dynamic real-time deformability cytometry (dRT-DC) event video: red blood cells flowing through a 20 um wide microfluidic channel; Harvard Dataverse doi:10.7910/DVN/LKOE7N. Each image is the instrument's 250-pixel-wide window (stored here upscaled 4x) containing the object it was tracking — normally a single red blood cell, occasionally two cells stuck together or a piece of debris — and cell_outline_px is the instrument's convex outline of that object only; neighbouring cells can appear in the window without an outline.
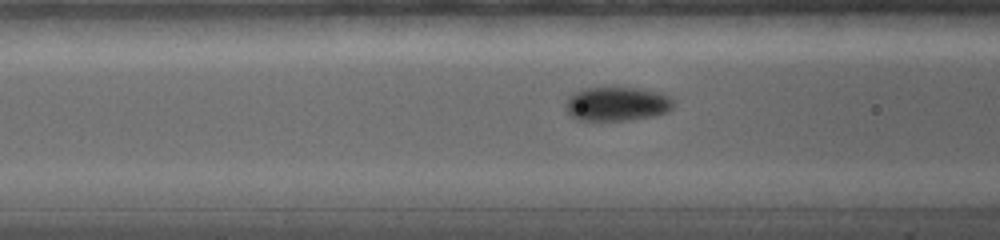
{"species": "common noctule bat (a hibernating species)", "species_latin": "Nyctalus noctula", "temperature_condition": "warm", "stored_images_in_passage": 41, "camera_frame_rate_fps": 5000, "um_per_image_px": 0.085, "animal": {"sex": "female", "body_mass_g": 19.0, "forearm_length_mm": 56.7}, "frame": {"image": 1, "passage_image": 12, "time_ms": 4.8, "image_size_px": [1000, 240], "cell_outline_px": [[672, 108], [668, 112], [652, 116], [628, 120], [576, 120], [568, 116], [564, 108], [564, 104], [568, 96], [572, 92], [580, 88], [604, 84], [608, 84], [644, 88], [660, 92], [672, 96]], "centroid_in_image_um": [52.36, 8.76], "position_along_channel_um": 114.2, "area_um2": 22.89}}
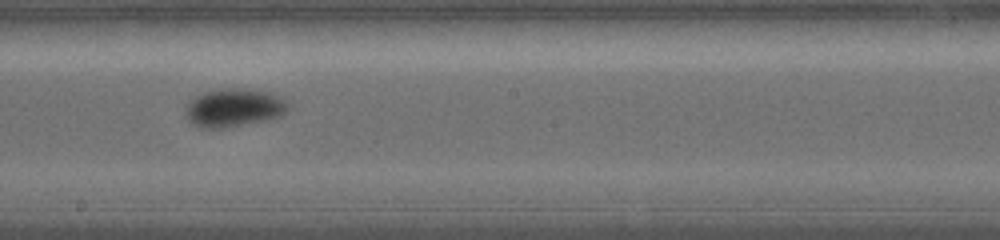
{"frame": {"image": 2, "passage_image": 19, "time_ms": 7.8, "image_size_px": [1000, 240], "cell_outline_px": [[288, 108], [280, 116], [268, 120], [224, 128], [200, 128], [192, 124], [184, 116], [188, 104], [196, 96], [204, 92], [220, 88], [232, 88], [272, 92], [284, 96], [288, 100]], "centroid_in_image_um": [19.91, 9.16], "position_along_channel_um": 228.3, "area_um2": 23.12}}
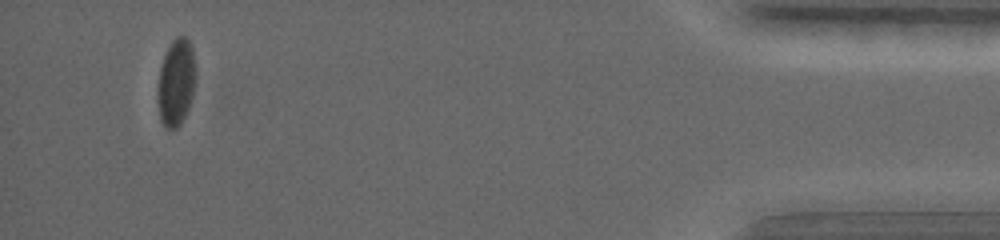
{"frame": {"image": 3, "passage_image": 37, "time_ms": 15.2, "image_size_px": [1000, 240], "cell_outline_px": [[192, 96], [188, 108], [180, 124], [176, 128], [164, 128], [160, 120], [156, 88], [160, 68], [164, 56], [172, 40], [176, 36], [184, 36], [188, 40], [192, 48]], "centroid_in_image_um": [14.89, 7.04], "position_along_channel_um": 420.3, "area_um2": 18.61}, "authors_computed_cell_mechanics": {"area_um2": 20.2878, "velocity_mm_per_s": 3.8148, "shape_relaxation_time_tau1_ms": 4.0032, "shape_relaxation_time_tau2_ms": null, "deformation_change_tau1": 0.0697, "deformation_change_tau2": null}}